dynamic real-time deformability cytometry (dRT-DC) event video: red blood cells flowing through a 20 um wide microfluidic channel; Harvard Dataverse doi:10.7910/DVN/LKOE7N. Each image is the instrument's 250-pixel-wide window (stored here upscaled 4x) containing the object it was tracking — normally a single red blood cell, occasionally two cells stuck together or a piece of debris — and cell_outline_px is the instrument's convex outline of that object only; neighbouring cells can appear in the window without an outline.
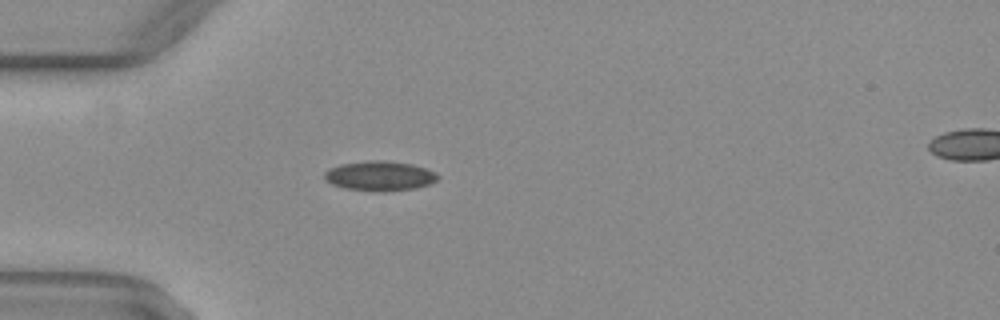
{"species": "common noctule bat (a hibernating species)", "species_latin": "Nyctalus noctula", "temperature_condition": "warm", "stored_images_in_passage": 47, "camera_frame_rate_fps": 3000, "um_per_image_px": 0.085, "animal": {"sex": "female", "body_mass_g": 29.2, "forearm_length_mm": 56.3}, "frame": {"image": 1, "passage_image": 11, "time_ms": 3.333, "image_size_px": [1000, 320], "cell_outline_px": [[440, 176], [432, 184], [416, 188], [384, 192], [372, 192], [344, 188], [332, 184], [324, 180], [324, 172], [328, 168], [340, 164], [368, 160], [384, 160], [412, 164], [436, 172]], "centroid_in_image_um": [32.26, 14.96], "position_along_channel_um": 52.7, "area_um2": 20.06}}
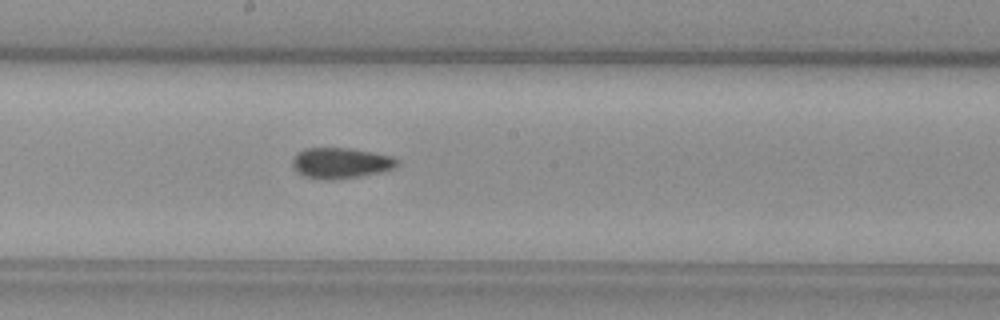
{"frame": {"image": 2, "passage_image": 24, "time_ms": 7.667, "image_size_px": [1000, 320], "cell_outline_px": [[400, 160], [396, 168], [380, 172], [360, 176], [332, 180], [320, 180], [304, 176], [296, 172], [292, 164], [292, 160], [304, 148], [352, 148], [392, 156]], "centroid_in_image_um": [28.98, 13.87], "position_along_channel_um": 219.2, "area_um2": 18.9}}
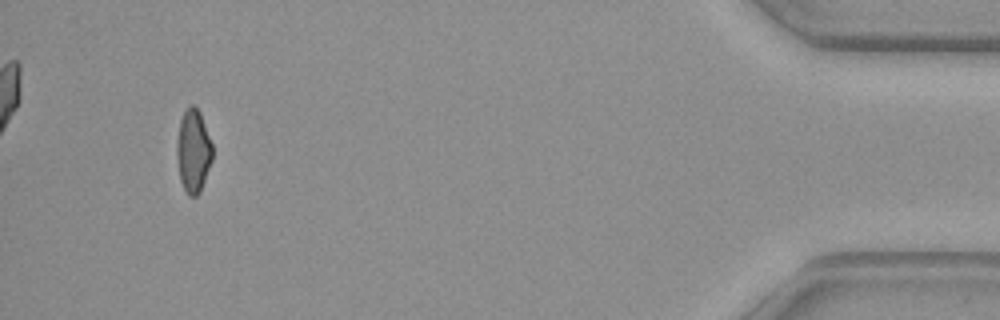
{"frame": {"image": 3, "passage_image": 44, "time_ms": 14.333, "image_size_px": [1000, 320], "cell_outline_px": [[212, 160], [200, 192], [196, 196], [188, 196], [180, 180], [176, 156], [176, 148], [180, 120], [184, 112], [192, 104], [200, 112], [212, 144]], "centroid_in_image_um": [16.42, 12.86], "position_along_channel_um": 418.8, "area_um2": 17.11}, "authors_computed_cell_mechanics": {"area_um2": 18.1492, "velocity_mm_per_s": 4.0973, "shape_relaxation_time_tau1_ms": null, "shape_relaxation_time_tau2_ms": 3.1219, "deformation_change_tau1": null, "deformation_change_tau2": 0.0802}}